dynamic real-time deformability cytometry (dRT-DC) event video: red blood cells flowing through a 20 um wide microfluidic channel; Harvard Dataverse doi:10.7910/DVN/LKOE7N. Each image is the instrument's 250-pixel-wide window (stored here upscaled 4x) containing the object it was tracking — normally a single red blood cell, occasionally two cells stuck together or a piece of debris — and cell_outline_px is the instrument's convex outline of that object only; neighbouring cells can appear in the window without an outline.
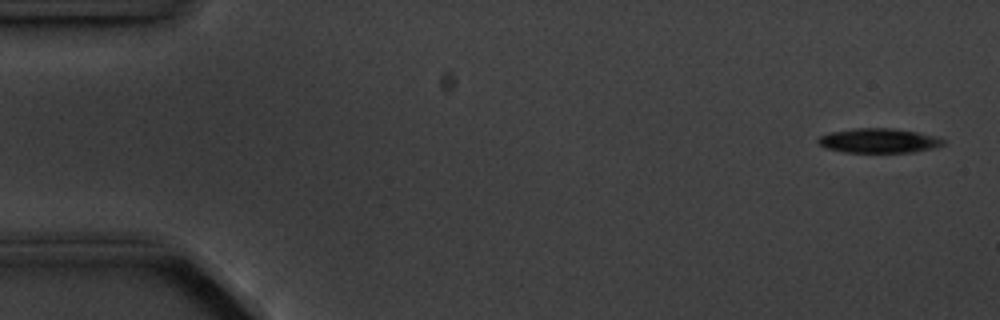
{"species": "common noctule bat (a hibernating species)", "species_latin": "Nyctalus noctula", "temperature_condition": "cold", "stored_images_in_passage": 10, "camera_frame_rate_fps": 3000, "um_per_image_px": 0.085, "animal": {"sex": "male", "body_mass_g": 20.1, "forearm_length_mm": 53.5}, "frame": {"image": 1, "passage_image": 1, "time_ms": 0.0, "image_size_px": [1000, 320], "cell_outline_px": [[944, 144], [936, 148], [912, 152], [844, 152], [824, 148], [816, 140], [820, 136], [832, 132], [856, 128], [892, 128], [940, 136], [944, 140]], "centroid_in_image_um": [74.73, 11.96], "position_along_channel_um": 10.3, "area_um2": 17.92}}
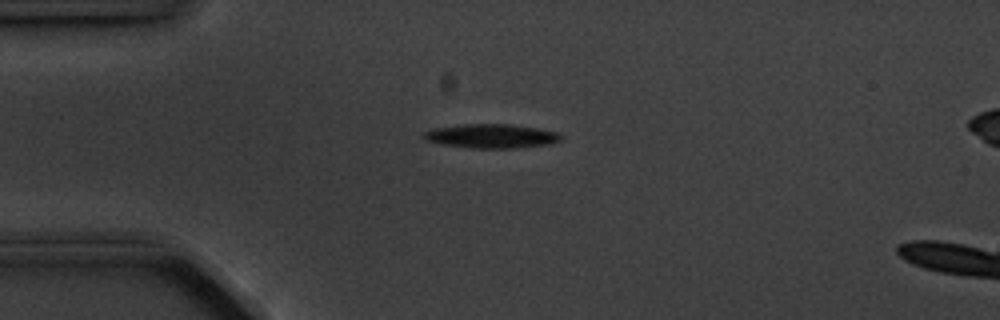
{"frame": {"image": 2, "passage_image": 4, "time_ms": 3.667, "image_size_px": [1000, 320], "cell_outline_px": [[564, 140], [548, 144], [512, 148], [472, 148], [440, 144], [424, 140], [420, 136], [424, 132], [436, 128], [464, 124], [508, 124], [536, 128], [560, 132], [564, 136]], "centroid_in_image_um": [41.78, 11.57], "position_along_channel_um": 43.2, "area_um2": 19.36}}
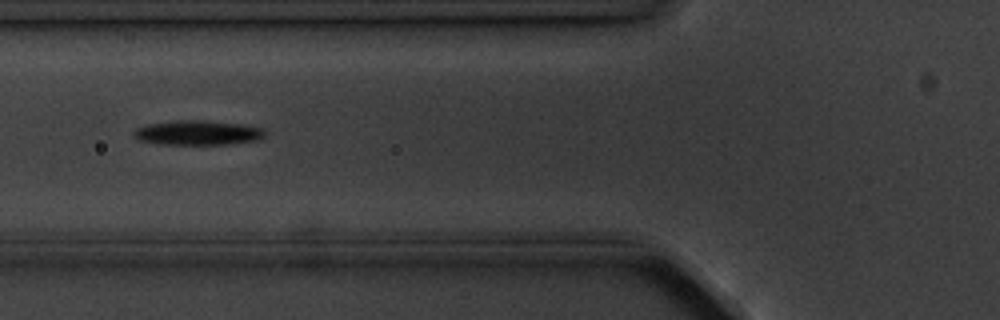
{"frame": {"image": 3, "passage_image": 6, "time_ms": 6.0, "image_size_px": [1000, 320], "cell_outline_px": [[268, 132], [260, 140], [228, 144], [156, 144], [140, 140], [132, 136], [132, 132], [136, 128], [148, 124], [176, 120], [200, 120], [244, 124], [264, 128]], "centroid_in_image_um": [16.84, 11.28], "position_along_channel_um": 109.0, "area_um2": 19.07}}